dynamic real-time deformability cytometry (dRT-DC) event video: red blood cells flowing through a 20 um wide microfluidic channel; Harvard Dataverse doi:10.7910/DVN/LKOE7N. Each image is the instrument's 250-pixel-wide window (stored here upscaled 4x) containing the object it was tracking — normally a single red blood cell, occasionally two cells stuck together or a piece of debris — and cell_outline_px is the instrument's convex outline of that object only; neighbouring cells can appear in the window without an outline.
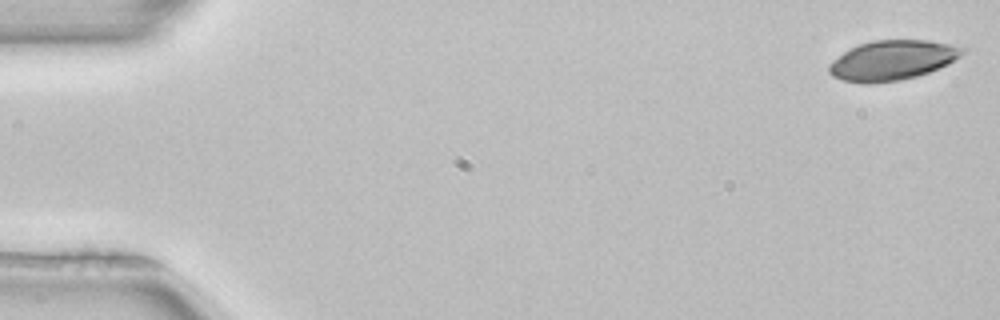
{"species": "common noctule bat (a hibernating species)", "species_latin": "Nyctalus noctula", "temperature_condition": "room temperature", "stored_images_in_passage": 51, "camera_frame_rate_fps": 3000, "um_per_image_px": 0.085, "animal": {"sex": "female", "body_mass_g": 22.7, "forearm_length_mm": 54.2}, "frame": {"image": 1, "passage_image": 1, "time_ms": 0.0, "image_size_px": [1000, 320], "cell_outline_px": [[968, 52], [948, 64], [928, 72], [916, 76], [900, 80], [868, 84], [840, 80], [832, 76], [828, 72], [828, 64], [832, 60], [844, 52], [860, 44], [872, 40], [928, 40], [960, 44], [968, 48]], "centroid_in_image_um": [75.91, 5.11], "position_along_channel_um": 9.1, "area_um2": 31.44}}
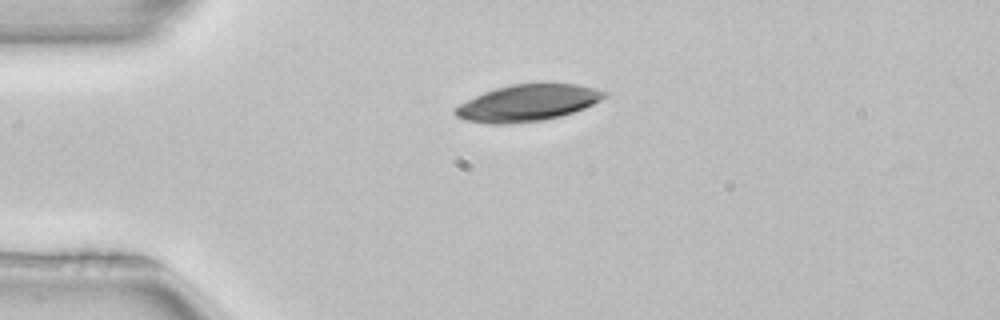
{"frame": {"image": 2, "passage_image": 12, "time_ms": 3.667, "image_size_px": [1000, 320], "cell_outline_px": [[608, 96], [584, 108], [560, 116], [544, 120], [508, 124], [488, 124], [464, 120], [456, 116], [452, 112], [452, 108], [484, 92], [496, 88], [512, 84], [540, 80], [576, 84], [608, 92]], "centroid_in_image_um": [44.84, 8.71], "position_along_channel_um": 40.2, "area_um2": 32.54}}
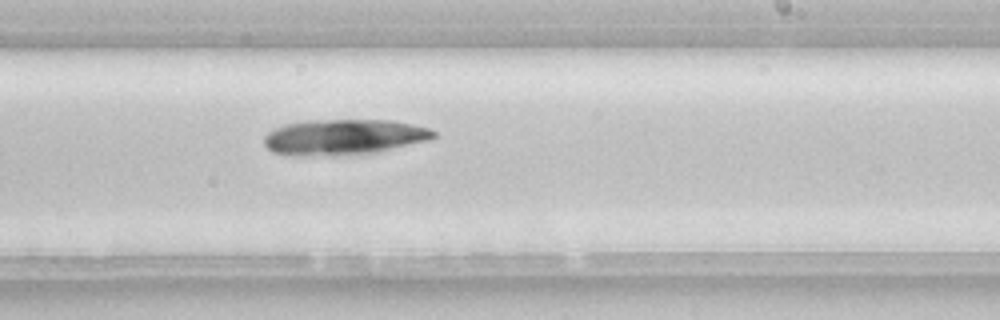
{"frame": {"image": 3, "passage_image": 31, "time_ms": 10.0, "image_size_px": [1000, 320], "cell_outline_px": [[436, 136], [428, 140], [376, 152], [336, 156], [292, 156], [272, 152], [264, 144], [264, 136], [268, 132], [284, 124], [308, 120], [392, 120], [412, 124], [428, 128], [436, 132]], "centroid_in_image_um": [29.18, 11.65], "position_along_channel_um": 259.8, "area_um2": 35.37}}